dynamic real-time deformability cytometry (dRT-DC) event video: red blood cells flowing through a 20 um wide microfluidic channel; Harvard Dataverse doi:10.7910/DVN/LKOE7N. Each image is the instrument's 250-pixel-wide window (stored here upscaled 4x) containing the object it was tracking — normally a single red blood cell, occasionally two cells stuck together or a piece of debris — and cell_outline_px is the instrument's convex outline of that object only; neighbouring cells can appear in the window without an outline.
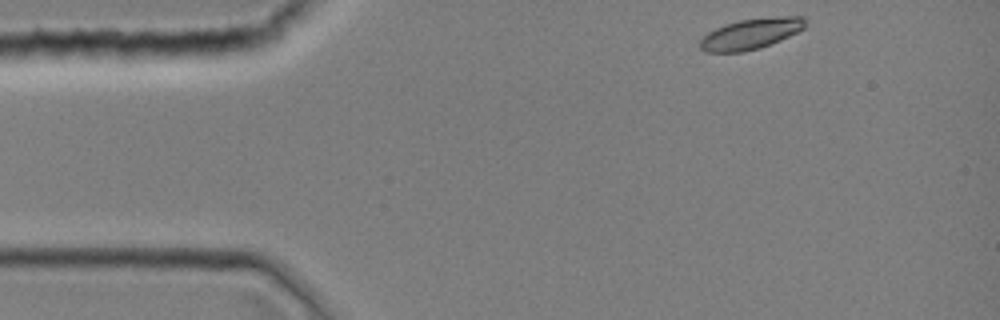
{"species": "common noctule bat (a hibernating species)", "species_latin": "Nyctalus noctula", "temperature_condition": "room temperature", "stored_images_in_passage": 7, "camera_frame_rate_fps": 3000, "um_per_image_px": 0.085, "animal": {"sex": "female", "body_mass_g": 19.0, "forearm_length_mm": 51.5}, "frame": {"image": 1, "passage_image": 1, "time_ms": 0.0, "image_size_px": [1000, 320], "cell_outline_px": [[804, 28], [780, 40], [760, 48], [744, 52], [704, 52], [700, 48], [700, 40], [708, 32], [724, 24], [740, 20], [784, 16], [804, 16]], "centroid_in_image_um": [63.78, 2.88], "position_along_channel_um": 21.2, "area_um2": 18.61}}
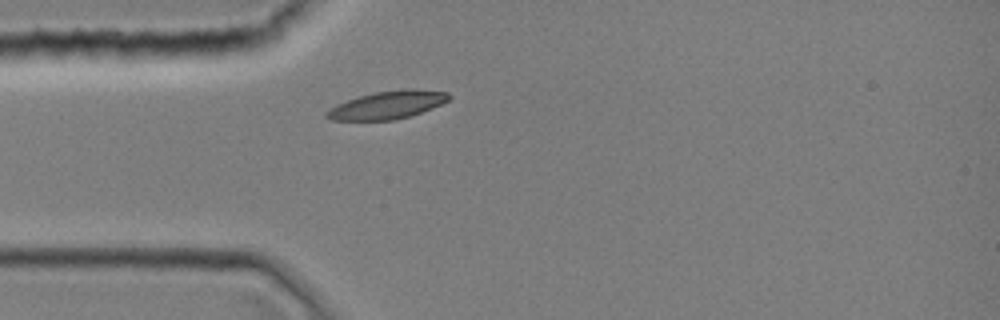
{"frame": {"image": 2, "passage_image": 7, "time_ms": 2.0, "image_size_px": [1000, 320], "cell_outline_px": [[452, 96], [448, 100], [432, 108], [408, 116], [392, 120], [332, 120], [324, 116], [324, 112], [336, 104], [360, 96], [376, 92], [412, 88], [448, 92]], "centroid_in_image_um": [32.92, 8.92], "position_along_channel_um": 52.1, "area_um2": 19.65}}